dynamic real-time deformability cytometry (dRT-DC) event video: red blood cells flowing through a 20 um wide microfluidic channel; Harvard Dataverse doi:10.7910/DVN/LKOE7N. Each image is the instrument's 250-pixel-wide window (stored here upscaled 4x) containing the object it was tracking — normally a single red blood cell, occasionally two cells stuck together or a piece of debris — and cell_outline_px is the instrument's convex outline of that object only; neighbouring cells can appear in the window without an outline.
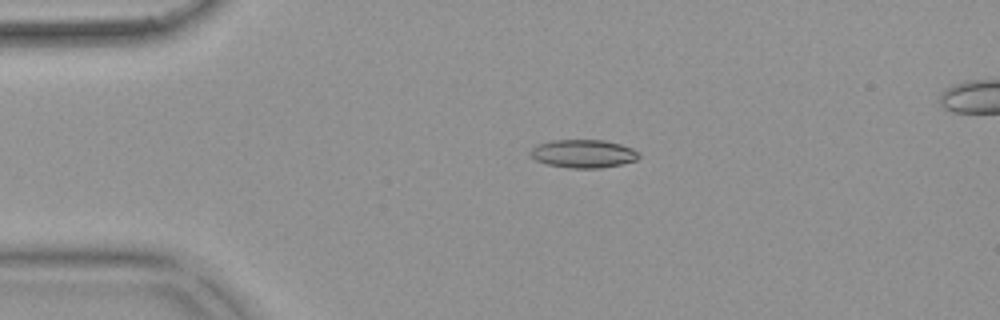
{"species": "common noctule bat (a hibernating species)", "species_latin": "Nyctalus noctula", "temperature_condition": "warm", "stored_images_in_passage": 47, "camera_frame_rate_fps": 3000, "um_per_image_px": 0.085, "animal": {"sex": "female", "body_mass_g": 18.4}, "frame": {"image": 1, "passage_image": 5, "time_ms": 1.333, "image_size_px": [1000, 320], "cell_outline_px": [[640, 156], [636, 160], [620, 164], [600, 168], [572, 168], [548, 164], [536, 160], [528, 152], [536, 144], [552, 140], [604, 140], [620, 144], [632, 148]], "centroid_in_image_um": [49.55, 13.05], "position_along_channel_um": 35.4, "area_um2": 17.69}}
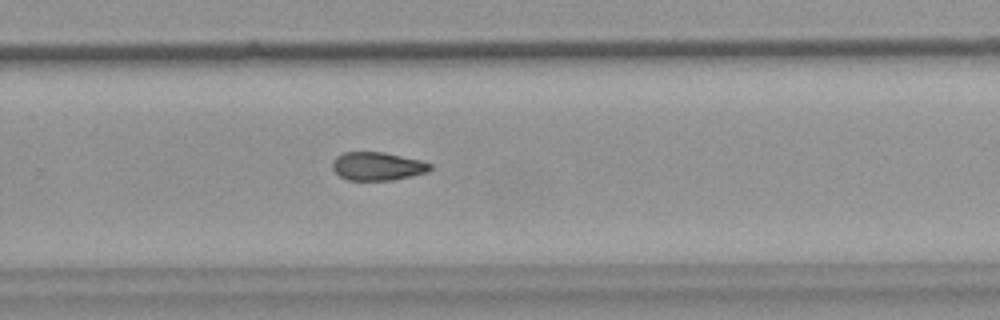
{"frame": {"image": 2, "passage_image": 29, "time_ms": 9.333, "image_size_px": [1000, 320], "cell_outline_px": [[432, 168], [428, 172], [392, 180], [348, 180], [340, 176], [332, 168], [332, 160], [336, 156], [344, 152], [384, 152], [420, 160], [432, 164]], "centroid_in_image_um": [32.07, 14.12], "position_along_channel_um": 297.7, "area_um2": 16.13}}
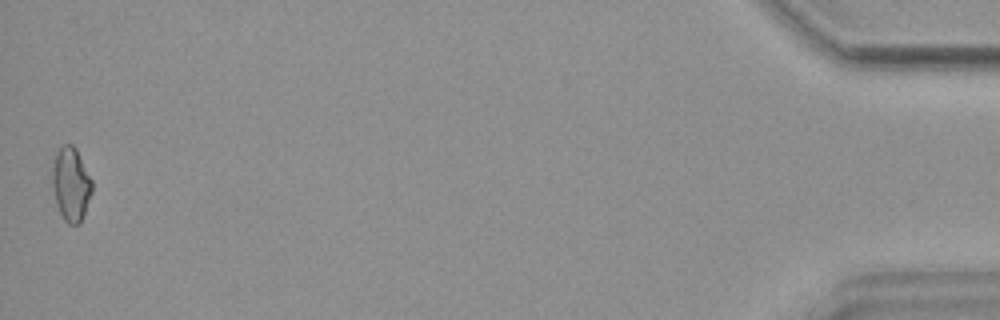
{"frame": {"image": 3, "passage_image": 47, "time_ms": 15.333, "image_size_px": [1000, 320], "cell_outline_px": [[92, 192], [80, 224], [68, 224], [64, 220], [56, 204], [52, 184], [52, 168], [56, 152], [64, 144], [72, 144], [76, 148], [92, 180]], "centroid_in_image_um": [6.03, 15.65], "position_along_channel_um": 429.2, "area_um2": 17.05}}